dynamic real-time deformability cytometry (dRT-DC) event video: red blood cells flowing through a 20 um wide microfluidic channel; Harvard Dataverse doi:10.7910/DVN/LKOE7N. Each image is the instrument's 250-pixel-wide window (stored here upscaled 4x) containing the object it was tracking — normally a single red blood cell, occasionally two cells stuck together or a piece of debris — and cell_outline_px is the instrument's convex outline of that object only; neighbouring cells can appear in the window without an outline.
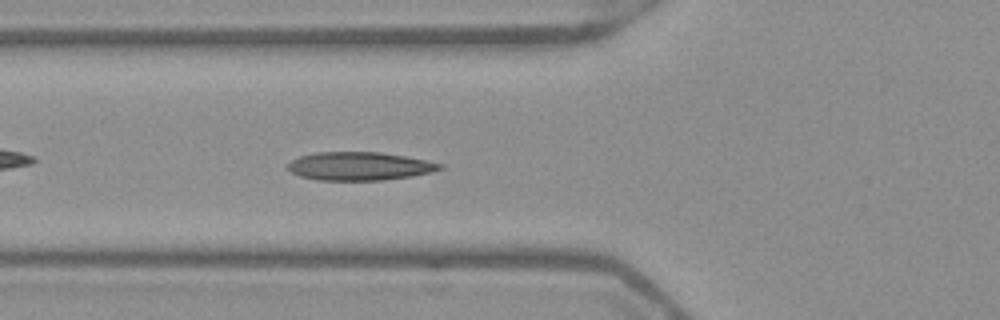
{"species": "Egyptian fruit bat (a non-hibernating species)", "species_latin": "Rousettus aegyptiacus", "temperature_condition": "warm", "stored_images_in_passage": 39, "camera_frame_rate_fps": 3000, "um_per_image_px": 0.085, "frame": {"image": 1, "passage_image": 6, "time_ms": 1.667, "image_size_px": [1000, 320], "cell_outline_px": [[444, 168], [412, 176], [384, 180], [316, 180], [300, 176], [292, 172], [288, 168], [288, 164], [292, 160], [300, 156], [316, 152], [380, 152], [404, 156], [444, 164]], "centroid_in_image_um": [30.54, 14.12], "position_along_channel_um": 95.3, "area_um2": 24.91}}
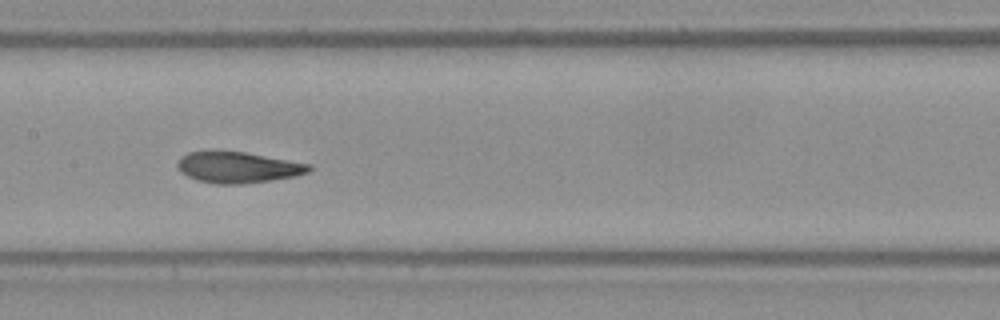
{"frame": {"image": 2, "passage_image": 13, "time_ms": 4.0, "image_size_px": [1000, 320], "cell_outline_px": [[312, 168], [308, 172], [296, 176], [240, 184], [216, 184], [196, 180], [180, 172], [176, 164], [180, 156], [188, 152], [212, 148], [244, 152], [312, 164]], "centroid_in_image_um": [20.15, 14.18], "position_along_channel_um": 187.3, "area_um2": 24.39}}
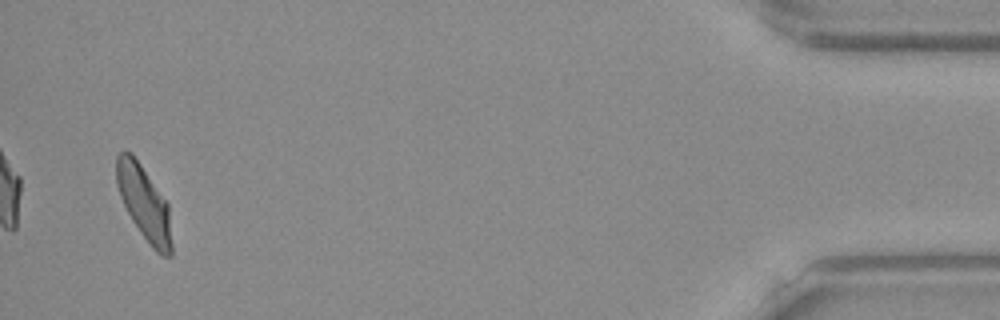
{"frame": {"image": 3, "passage_image": 37, "time_ms": 12.0, "image_size_px": [1000, 320], "cell_outline_px": [[172, 256], [160, 256], [152, 248], [140, 232], [132, 220], [120, 196], [116, 184], [116, 156], [124, 148], [132, 152], [168, 204], [172, 244]], "centroid_in_image_um": [12.24, 17.25], "position_along_channel_um": 423.0, "area_um2": 23.93}, "authors_computed_cell_mechanics": {"area_um2": 24.2182, "velocity_mm_per_s": 3.9083, "shape_relaxation_time_tau1_ms": 8.1879, "shape_relaxation_time_tau2_ms": 1.53, "deformation_change_tau1": 0.2404, "deformation_change_tau2": 0.0746}}